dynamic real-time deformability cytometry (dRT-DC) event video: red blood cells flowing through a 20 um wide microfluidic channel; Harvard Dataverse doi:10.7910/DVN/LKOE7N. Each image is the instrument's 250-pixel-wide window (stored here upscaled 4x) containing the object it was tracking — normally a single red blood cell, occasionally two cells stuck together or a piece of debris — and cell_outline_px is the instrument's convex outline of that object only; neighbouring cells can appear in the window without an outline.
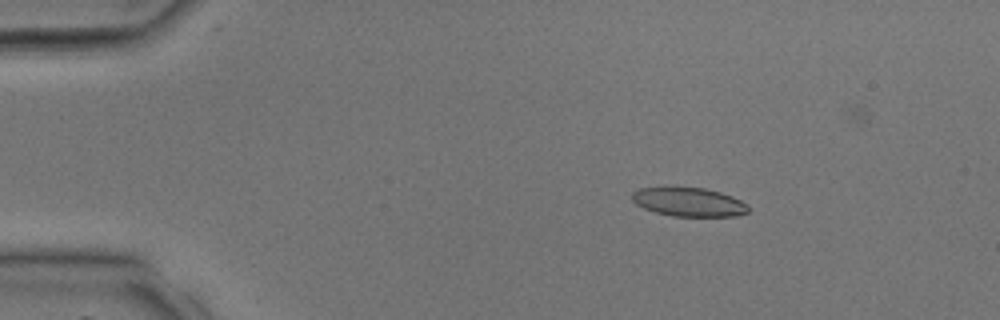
{"species": "common noctule bat (a hibernating species)", "species_latin": "Nyctalus noctula", "temperature_condition": "room temperature", "stored_images_in_passage": 39, "camera_frame_rate_fps": 3000, "um_per_image_px": 0.085, "animal": {"sex": "male", "body_mass_g": 17.9, "forearm_length_mm": 54.2}, "frame": {"image": 1, "passage_image": 7, "time_ms": 2.0, "image_size_px": [1000, 320], "cell_outline_px": [[748, 212], [736, 216], [672, 216], [656, 212], [644, 208], [636, 204], [632, 200], [632, 192], [640, 188], [664, 184], [704, 188], [720, 192], [732, 196], [748, 204]], "centroid_in_image_um": [58.49, 17.12], "position_along_channel_um": 26.5, "area_um2": 20.23}}
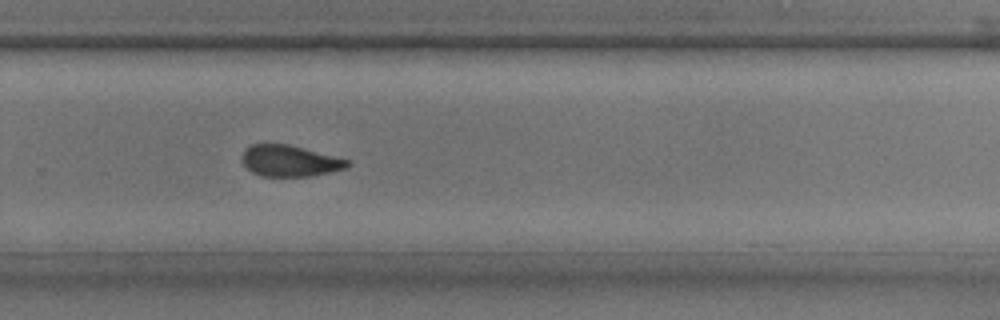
{"frame": {"image": 2, "passage_image": 27, "time_ms": 8.667, "image_size_px": [1000, 320], "cell_outline_px": [[352, 164], [344, 168], [328, 172], [308, 176], [260, 176], [252, 172], [240, 160], [240, 156], [244, 148], [252, 144], [288, 144], [348, 160]], "centroid_in_image_um": [24.55, 13.67], "position_along_channel_um": 305.3, "area_um2": 19.02}}
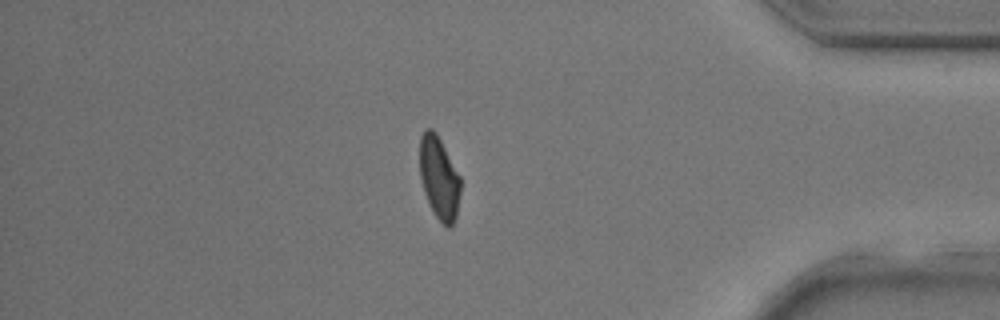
{"frame": {"image": 3, "passage_image": 34, "time_ms": 11.0, "image_size_px": [1000, 320], "cell_outline_px": [[460, 192], [456, 216], [452, 224], [448, 228], [436, 216], [428, 204], [424, 192], [420, 176], [420, 136], [424, 128], [432, 128], [436, 132], [460, 176]], "centroid_in_image_um": [37.31, 15.09], "position_along_channel_um": 397.9, "area_um2": 19.54}}